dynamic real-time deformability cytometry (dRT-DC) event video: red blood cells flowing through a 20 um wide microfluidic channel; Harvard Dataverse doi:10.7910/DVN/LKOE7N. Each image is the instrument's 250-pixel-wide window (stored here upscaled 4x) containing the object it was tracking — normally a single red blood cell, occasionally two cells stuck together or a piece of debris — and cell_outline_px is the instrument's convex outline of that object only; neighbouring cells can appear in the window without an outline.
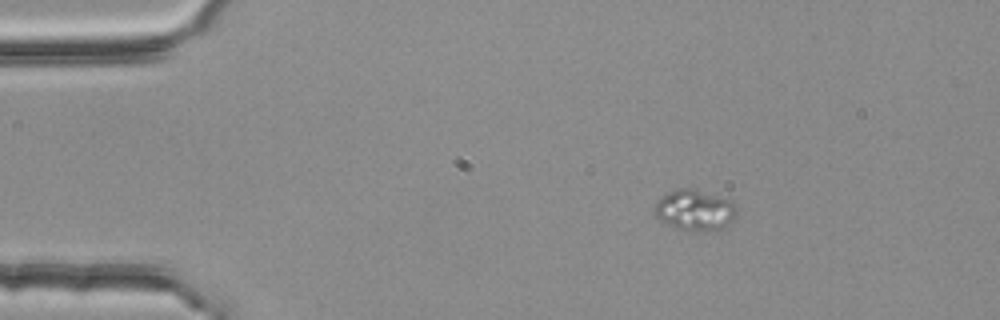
{"species": "common noctule bat (a hibernating species)", "species_latin": "Nyctalus noctula", "temperature_condition": "room temperature", "stored_images_in_passage": 2, "camera_frame_rate_fps": 3000, "um_per_image_px": 0.085, "animal": {"sex": "female", "body_mass_g": 25.1}, "frame": {"image": 1, "passage_image": 1, "time_ms": 0.0, "image_size_px": [1000, 320], "cell_outline_px": [[736, 216], [724, 228], [680, 228], [668, 224], [660, 220], [656, 216], [656, 204], [668, 192], [680, 188], [692, 188], [732, 200], [736, 204]], "centroid_in_image_um": [59.1, 17.8], "position_along_channel_um": 25.9, "area_um2": 18.61}}